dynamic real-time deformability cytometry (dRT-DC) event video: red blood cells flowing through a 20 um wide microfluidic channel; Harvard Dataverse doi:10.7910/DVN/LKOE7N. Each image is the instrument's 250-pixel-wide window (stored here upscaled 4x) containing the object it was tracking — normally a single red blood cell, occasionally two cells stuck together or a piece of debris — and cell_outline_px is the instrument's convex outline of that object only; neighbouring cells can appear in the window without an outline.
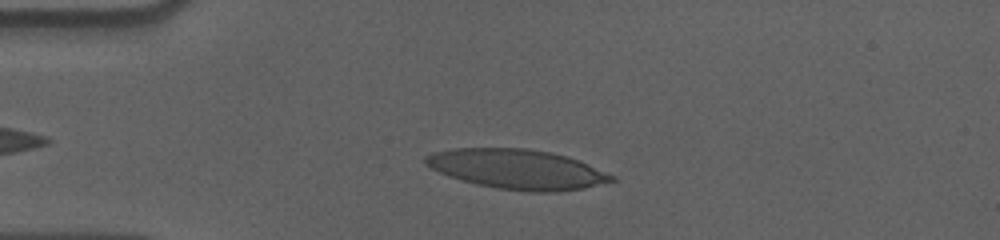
{"species": "human", "species_latin": "Homo sapiens", "temperature_condition": "cold", "stored_images_in_passage": 42, "camera_frame_rate_fps": 3000, "um_per_image_px": 0.085, "donor": {"sex": "male"}, "frame": {"image": 1, "passage_image": 7, "time_ms": 2.0, "image_size_px": [1000, 240], "cell_outline_px": [[616, 180], [584, 188], [556, 192], [528, 192], [496, 188], [476, 184], [460, 180], [448, 176], [424, 164], [424, 156], [432, 152], [452, 148], [528, 148], [568, 156], [616, 176]], "centroid_in_image_um": [43.94, 14.38], "position_along_channel_um": 41.1, "area_um2": 43.23}}
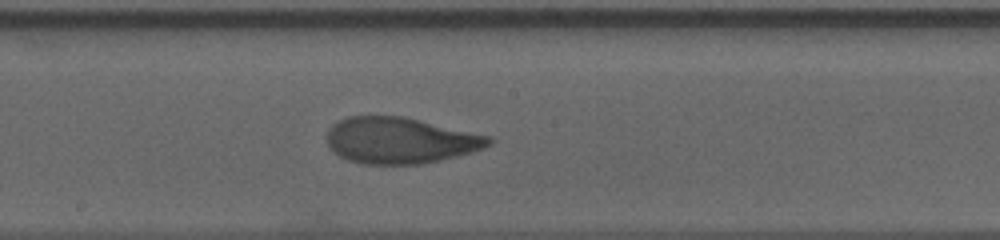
{"frame": {"image": 2, "passage_image": 24, "time_ms": 7.667, "image_size_px": [1000, 240], "cell_outline_px": [[492, 144], [484, 148], [472, 152], [440, 160], [420, 164], [360, 164], [348, 160], [340, 156], [328, 148], [328, 128], [332, 124], [348, 116], [404, 116], [492, 136]], "centroid_in_image_um": [34.02, 11.93], "position_along_channel_um": 214.2, "area_um2": 43.81}}
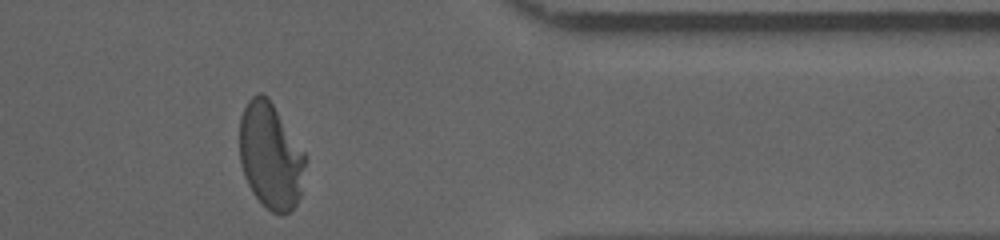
{"frame": {"image": 3, "passage_image": 40, "time_ms": 13.0, "image_size_px": [1000, 240], "cell_outline_px": [[304, 164], [300, 196], [296, 204], [284, 216], [280, 216], [272, 212], [252, 192], [244, 176], [240, 164], [240, 116], [248, 100], [256, 92], [260, 92], [268, 96], [304, 152]], "centroid_in_image_um": [22.97, 13.23], "position_along_channel_um": 388.4, "area_um2": 40.4}, "authors_computed_cell_mechanics": {"area_um2": 43.1477, "velocity_mm_per_s": 3.5747, "shape_relaxation_time_tau1_ms": 7.3196, "shape_relaxation_time_tau2_ms": 1.0992, "deformation_change_tau1": 0.2547, "deformation_change_tau2": 0.073}}